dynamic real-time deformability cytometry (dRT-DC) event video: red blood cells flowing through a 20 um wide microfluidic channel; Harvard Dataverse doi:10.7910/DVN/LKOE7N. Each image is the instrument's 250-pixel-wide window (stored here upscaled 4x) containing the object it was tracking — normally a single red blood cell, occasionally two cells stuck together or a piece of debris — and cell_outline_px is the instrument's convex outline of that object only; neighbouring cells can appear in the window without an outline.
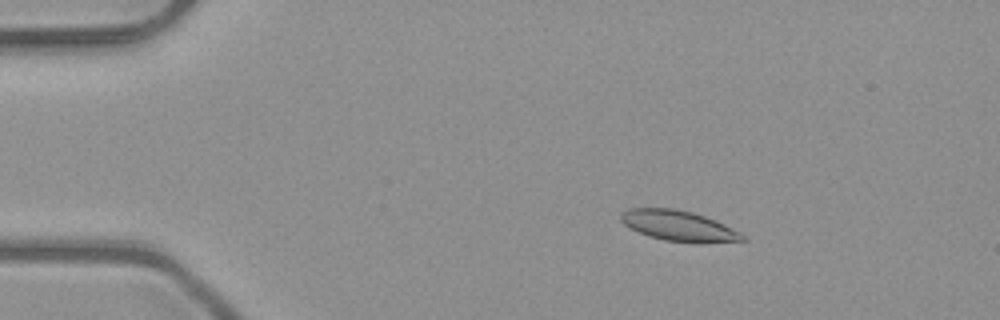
{"species": "common noctule bat (a hibernating species)", "species_latin": "Nyctalus noctula", "temperature_condition": "room temperature", "stored_images_in_passage": 4, "camera_frame_rate_fps": 3000, "um_per_image_px": 0.085, "animal": {"sex": "male", "body_mass_g": 23.1, "forearm_length_mm": 52.7}, "frame": {"image": 1, "passage_image": 2, "time_ms": 0.333, "image_size_px": [1000, 320], "cell_outline_px": [[748, 240], [700, 244], [696, 244], [664, 240], [648, 236], [624, 224], [620, 220], [620, 212], [628, 208], [672, 208], [692, 212], [704, 216], [724, 224], [740, 232]], "centroid_in_image_um": [57.7, 19.21], "position_along_channel_um": 27.3, "area_um2": 21.79}}